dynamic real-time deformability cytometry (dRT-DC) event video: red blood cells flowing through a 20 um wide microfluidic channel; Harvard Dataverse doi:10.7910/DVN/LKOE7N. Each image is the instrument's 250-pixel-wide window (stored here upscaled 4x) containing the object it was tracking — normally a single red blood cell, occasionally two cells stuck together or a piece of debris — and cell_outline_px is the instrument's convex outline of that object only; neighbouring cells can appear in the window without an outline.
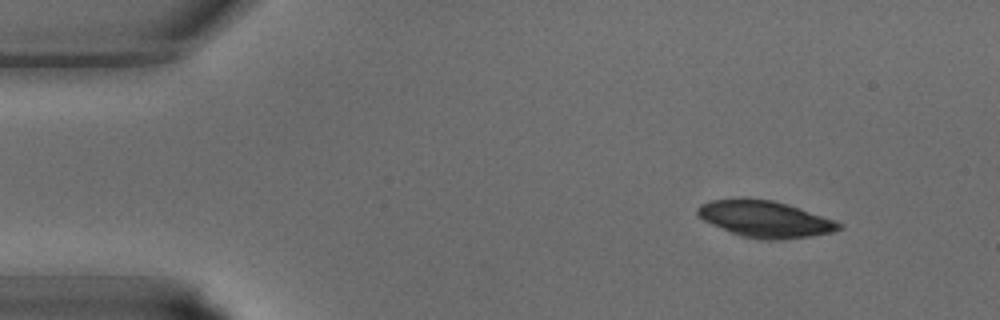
{"species": "common noctule bat (a hibernating species)", "species_latin": "Nyctalus noctula", "temperature_condition": "warm", "stored_images_in_passage": 35, "camera_frame_rate_fps": 3000, "um_per_image_px": 0.085, "animal": {"sex": "male", "body_mass_g": 15.6}, "frame": {"image": 1, "passage_image": 1, "time_ms": 0.0, "image_size_px": [1000, 320], "cell_outline_px": [[844, 228], [832, 232], [808, 236], [776, 240], [764, 240], [740, 236], [712, 224], [704, 220], [696, 212], [696, 208], [700, 204], [712, 200], [744, 196], [772, 200], [788, 204], [836, 220], [844, 224]], "centroid_in_image_um": [65.03, 18.59], "position_along_channel_um": 20.0, "area_um2": 30.46}}